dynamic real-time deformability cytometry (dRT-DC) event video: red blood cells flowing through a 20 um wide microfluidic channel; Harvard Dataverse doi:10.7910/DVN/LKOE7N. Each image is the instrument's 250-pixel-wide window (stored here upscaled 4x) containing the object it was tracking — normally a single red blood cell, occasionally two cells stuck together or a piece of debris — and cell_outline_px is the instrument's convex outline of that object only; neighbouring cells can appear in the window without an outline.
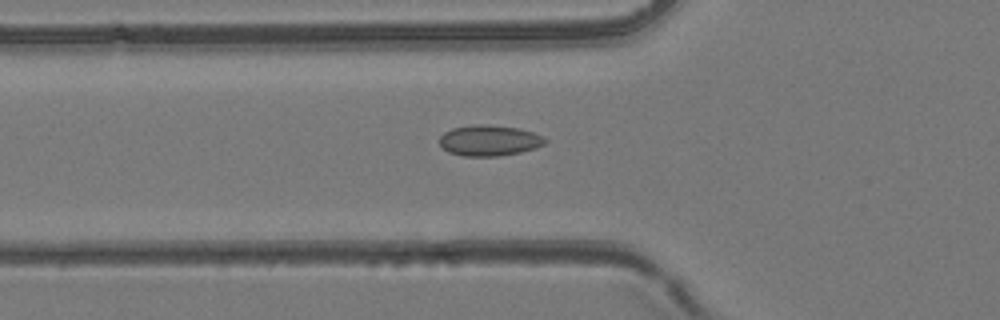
{"species": "common noctule bat (a hibernating species)", "species_latin": "Nyctalus noctula", "temperature_condition": "room temperature", "stored_images_in_passage": 30, "camera_frame_rate_fps": 3000, "um_per_image_px": 0.085, "animal": {"sex": "female", "body_mass_g": 24.6, "forearm_length_mm": 56.2}, "frame": {"image": 1, "passage_image": 4, "time_ms": 1.0, "image_size_px": [1000, 320], "cell_outline_px": [[548, 140], [544, 144], [536, 148], [520, 152], [500, 156], [464, 156], [448, 152], [440, 144], [440, 136], [444, 132], [452, 128], [476, 124], [488, 124], [520, 128], [532, 132]], "centroid_in_image_um": [41.58, 11.94], "position_along_channel_um": 84.2, "area_um2": 18.96}}
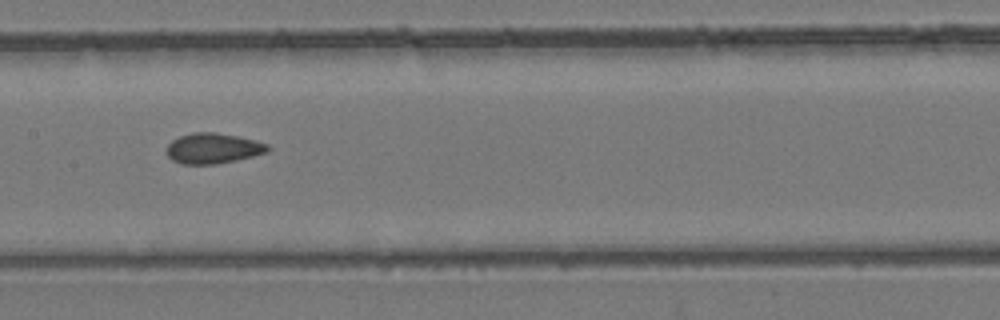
{"frame": {"image": 2, "passage_image": 11, "time_ms": 3.333, "image_size_px": [1000, 320], "cell_outline_px": [[272, 148], [268, 152], [236, 160], [216, 164], [184, 164], [172, 160], [164, 152], [168, 144], [172, 140], [180, 136], [192, 132], [216, 132], [240, 136], [256, 140], [268, 144]], "centroid_in_image_um": [18.12, 12.6], "position_along_channel_um": 189.3, "area_um2": 18.21}}
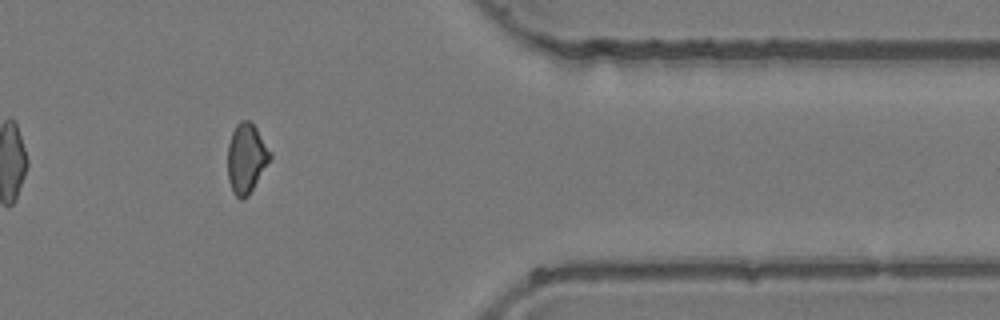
{"frame": {"image": 3, "passage_image": 26, "time_ms": 8.333, "image_size_px": [1000, 320], "cell_outline_px": [[272, 156], [248, 196], [244, 200], [240, 200], [232, 192], [228, 180], [228, 144], [232, 132], [236, 124], [240, 120], [248, 120], [256, 128], [272, 152]], "centroid_in_image_um": [20.93, 13.46], "position_along_channel_um": 390.5, "area_um2": 17.22}}